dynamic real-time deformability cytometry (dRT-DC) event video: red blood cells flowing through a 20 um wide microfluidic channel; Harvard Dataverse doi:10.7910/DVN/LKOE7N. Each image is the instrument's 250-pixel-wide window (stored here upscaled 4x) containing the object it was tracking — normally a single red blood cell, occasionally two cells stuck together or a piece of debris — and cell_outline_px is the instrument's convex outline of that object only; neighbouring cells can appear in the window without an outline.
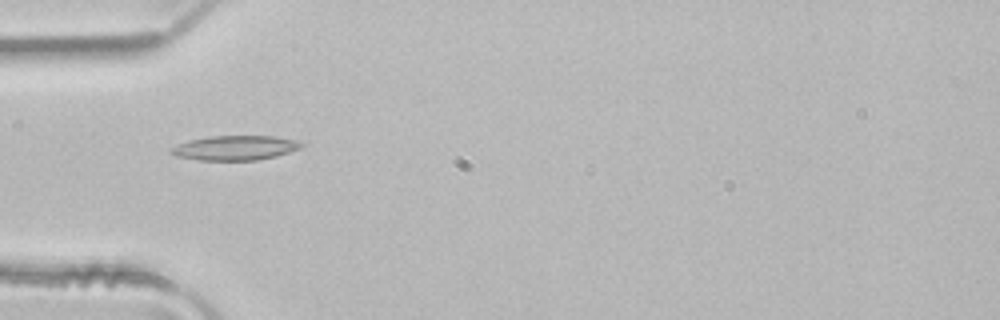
{"species": "common noctule bat (a hibernating species)", "species_latin": "Nyctalus noctula", "temperature_condition": "room temperature", "stored_images_in_passage": 5, "camera_frame_rate_fps": 3000, "um_per_image_px": 0.085, "animal": {"sex": "male", "body_mass_g": 21.5, "forearm_length_mm": 52.0}, "frame": {"image": 1, "passage_image": 4, "time_ms": 1.0, "image_size_px": [1000, 320], "cell_outline_px": [[304, 144], [300, 148], [276, 156], [256, 160], [200, 160], [176, 156], [168, 152], [172, 148], [180, 144], [192, 140], [208, 136], [272, 136], [296, 140]], "centroid_in_image_um": [19.99, 12.57], "position_along_channel_um": 65.0, "area_um2": 18.38}}
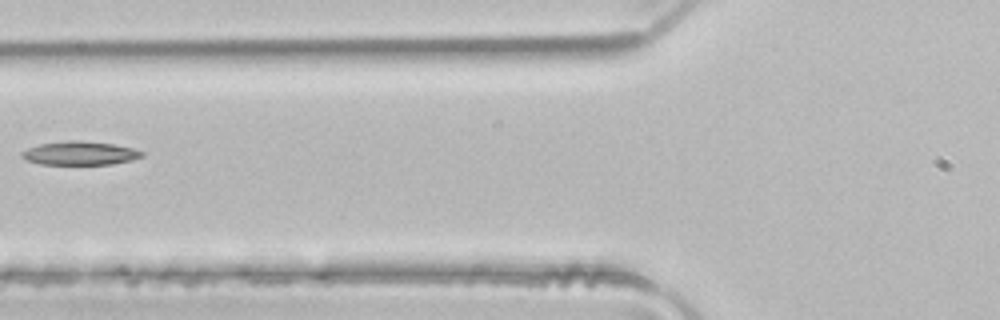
{"frame": {"image": 2, "passage_image": 5, "time_ms": 1.333, "image_size_px": [1000, 320], "cell_outline_px": [[144, 156], [132, 160], [112, 164], [40, 164], [28, 160], [20, 156], [20, 152], [28, 148], [40, 144], [68, 140], [80, 140], [112, 144], [132, 148], [144, 152]], "centroid_in_image_um": [6.79, 13.02], "position_along_channel_um": 119.0, "area_um2": 16.47}}